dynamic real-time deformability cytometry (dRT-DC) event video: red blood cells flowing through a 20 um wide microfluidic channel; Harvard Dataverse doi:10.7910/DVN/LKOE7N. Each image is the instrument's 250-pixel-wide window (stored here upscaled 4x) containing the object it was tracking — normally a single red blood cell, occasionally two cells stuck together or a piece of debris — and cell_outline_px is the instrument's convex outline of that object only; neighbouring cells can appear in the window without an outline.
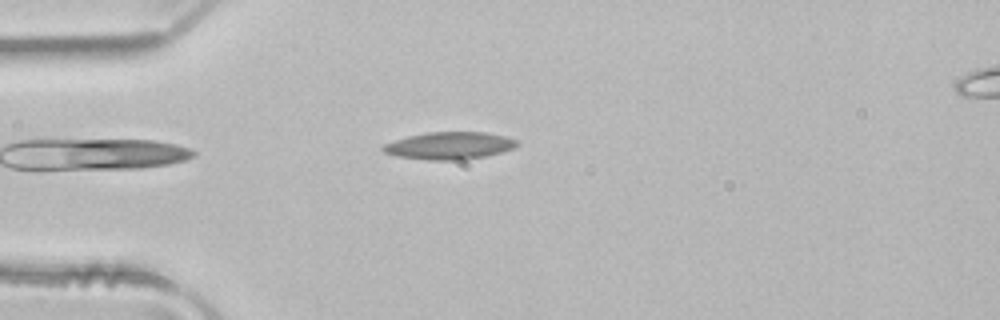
{"species": "common noctule bat (a hibernating species)", "species_latin": "Nyctalus noctula", "temperature_condition": "room temperature", "stored_images_in_passage": 2, "camera_frame_rate_fps": 3000, "um_per_image_px": 0.085, "animal": {"sex": "male", "body_mass_g": 21.5, "forearm_length_mm": 52.0}, "frame": {"image": 1, "passage_image": 1, "time_ms": 0.0, "image_size_px": [1000, 320], "cell_outline_px": [[520, 144], [512, 148], [500, 152], [484, 156], [464, 160], [428, 160], [396, 156], [384, 152], [380, 148], [384, 144], [408, 136], [428, 132], [488, 132], [504, 136], [516, 140]], "centroid_in_image_um": [38.19, 12.38], "position_along_channel_um": 46.8, "area_um2": 21.27}}